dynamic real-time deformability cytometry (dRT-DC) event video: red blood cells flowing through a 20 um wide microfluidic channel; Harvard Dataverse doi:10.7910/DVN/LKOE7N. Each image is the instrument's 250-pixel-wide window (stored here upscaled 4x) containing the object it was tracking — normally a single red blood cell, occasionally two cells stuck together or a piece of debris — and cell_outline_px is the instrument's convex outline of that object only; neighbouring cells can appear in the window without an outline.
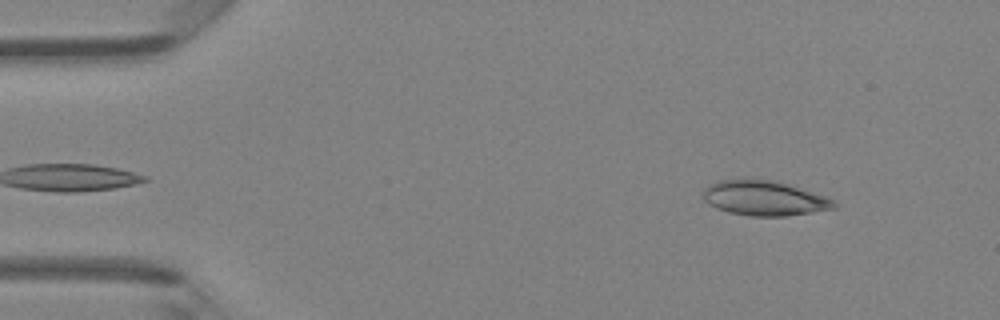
{"species": "Egyptian fruit bat (a non-hibernating species)", "species_latin": "Rousettus aegyptiacus", "temperature_condition": "room temperature", "stored_images_in_passage": 44, "camera_frame_rate_fps": 3000, "um_per_image_px": 0.085, "animal": {"sex": "female"}, "frame": {"image": 1, "passage_image": 3, "time_ms": 0.667, "image_size_px": [1000, 320], "cell_outline_px": [[840, 204], [836, 208], [812, 212], [784, 216], [748, 216], [728, 212], [716, 208], [708, 204], [704, 200], [700, 192], [708, 184], [716, 180], [744, 176], [780, 180], [836, 200]], "centroid_in_image_um": [64.92, 16.79], "position_along_channel_um": 20.1, "area_um2": 27.98}}
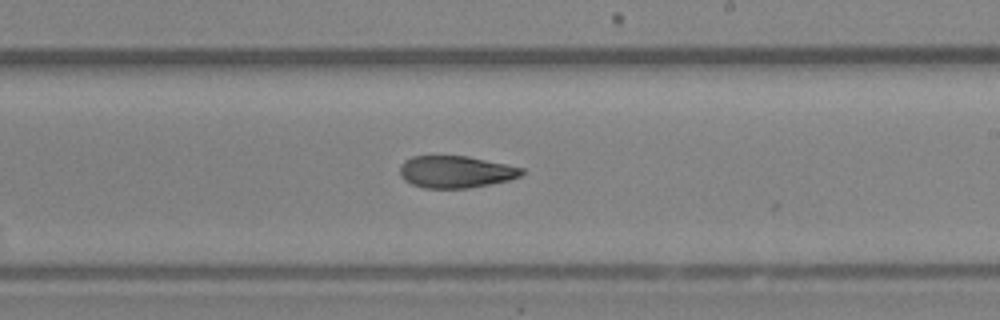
{"frame": {"image": 2, "passage_image": 25, "time_ms": 8.0, "image_size_px": [1000, 320], "cell_outline_px": [[524, 172], [520, 176], [508, 180], [468, 188], [424, 188], [412, 184], [404, 180], [400, 176], [400, 164], [404, 160], [412, 156], [468, 156], [524, 168]], "centroid_in_image_um": [38.7, 14.6], "position_along_channel_um": 250.3, "area_um2": 22.72}}
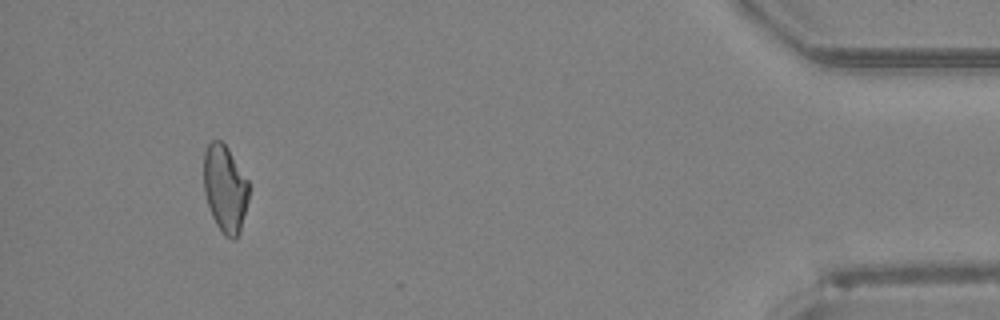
{"frame": {"image": 3, "passage_image": 41, "time_ms": 13.333, "image_size_px": [1000, 320], "cell_outline_px": [[248, 200], [240, 232], [236, 240], [232, 240], [224, 236], [216, 224], [212, 216], [204, 192], [204, 152], [208, 144], [212, 140], [220, 140], [228, 148], [248, 180]], "centroid_in_image_um": [19.13, 16.06], "position_along_channel_um": 416.1, "area_um2": 22.95}, "authors_computed_cell_mechanics": {"area_um2": 24.1026, "velocity_mm_per_s": 4.3611, "shape_relaxation_time_tau1_ms": 7.0158, "shape_relaxation_time_tau2_ms": 3.1282, "deformation_change_tau1": 0.1715, "deformation_change_tau2": 0.1027}}